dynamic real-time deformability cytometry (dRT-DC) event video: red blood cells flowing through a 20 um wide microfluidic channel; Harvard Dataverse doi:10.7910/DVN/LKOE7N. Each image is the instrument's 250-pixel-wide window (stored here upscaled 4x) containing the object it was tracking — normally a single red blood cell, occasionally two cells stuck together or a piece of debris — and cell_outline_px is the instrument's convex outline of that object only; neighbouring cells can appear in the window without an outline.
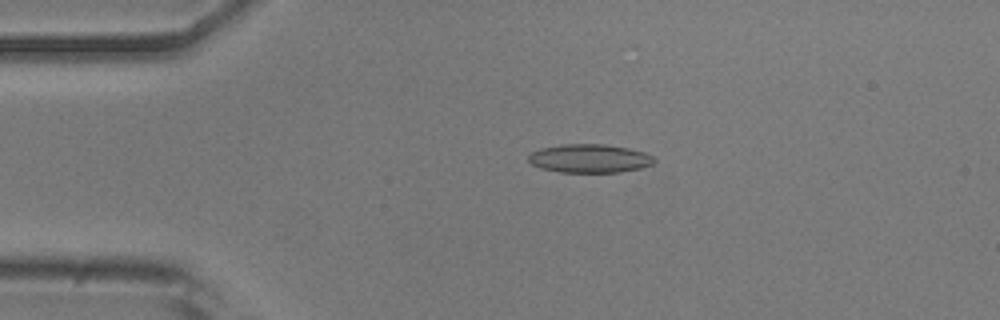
{"species": "common noctule bat (a hibernating species)", "species_latin": "Nyctalus noctula", "temperature_condition": "room temperature", "stored_images_in_passage": 47, "camera_frame_rate_fps": 3000, "um_per_image_px": 0.085, "animal": {"sex": "male", "body_mass_g": 20.5, "forearm_length_mm": 52.5}, "frame": {"image": 1, "passage_image": 6, "time_ms": 1.667, "image_size_px": [1000, 320], "cell_outline_px": [[656, 160], [652, 164], [640, 168], [620, 172], [560, 172], [540, 168], [532, 164], [528, 160], [528, 156], [532, 152], [540, 148], [564, 144], [604, 144], [628, 148], [644, 152], [652, 156]], "centroid_in_image_um": [50.1, 13.47], "position_along_channel_um": 34.9, "area_um2": 20.87}}
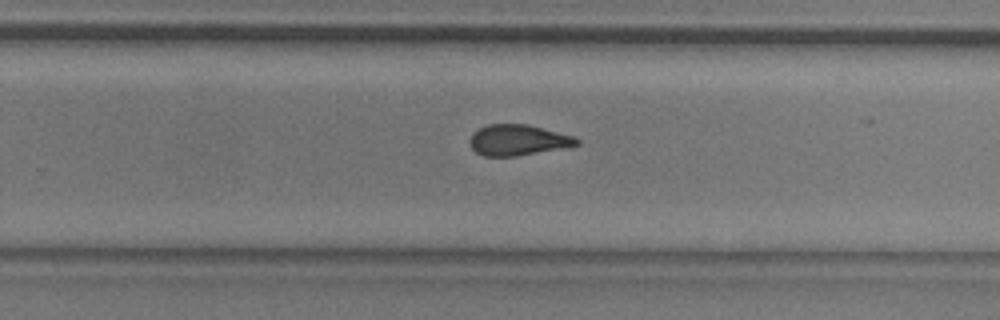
{"frame": {"image": 2, "passage_image": 28, "time_ms": 9.0, "image_size_px": [1000, 320], "cell_outline_px": [[580, 144], [572, 148], [516, 156], [484, 156], [476, 152], [472, 148], [468, 140], [472, 132], [488, 124], [528, 124], [572, 136], [580, 140]], "centroid_in_image_um": [44.06, 11.92], "position_along_channel_um": 285.7, "area_um2": 19.54}}
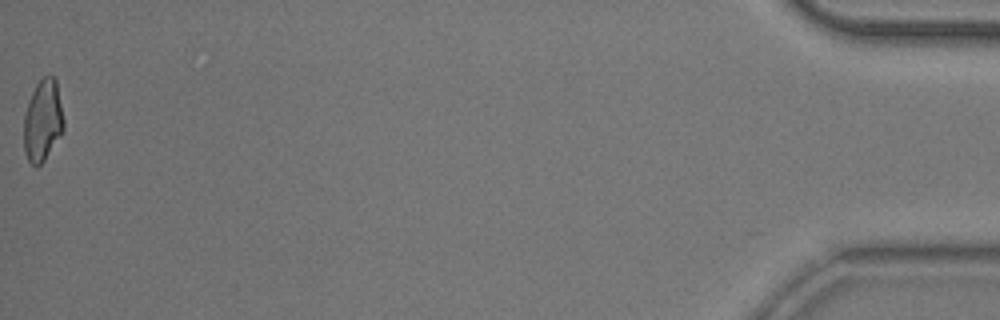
{"frame": {"image": 3, "passage_image": 47, "time_ms": 15.333, "image_size_px": [1000, 320], "cell_outline_px": [[64, 132], [44, 160], [36, 168], [28, 160], [24, 152], [24, 116], [28, 100], [36, 84], [44, 76], [52, 76], [56, 80], [64, 120]], "centroid_in_image_um": [3.64, 10.27], "position_along_channel_um": 431.6, "area_um2": 19.07}, "authors_computed_cell_mechanics": {"area_um2": 19.9988, "velocity_mm_per_s": 3.8894, "shape_relaxation_time_tau1_ms": null, "shape_relaxation_time_tau2_ms": 2.4499, "deformation_change_tau1": null, "deformation_change_tau2": 0.0951}}